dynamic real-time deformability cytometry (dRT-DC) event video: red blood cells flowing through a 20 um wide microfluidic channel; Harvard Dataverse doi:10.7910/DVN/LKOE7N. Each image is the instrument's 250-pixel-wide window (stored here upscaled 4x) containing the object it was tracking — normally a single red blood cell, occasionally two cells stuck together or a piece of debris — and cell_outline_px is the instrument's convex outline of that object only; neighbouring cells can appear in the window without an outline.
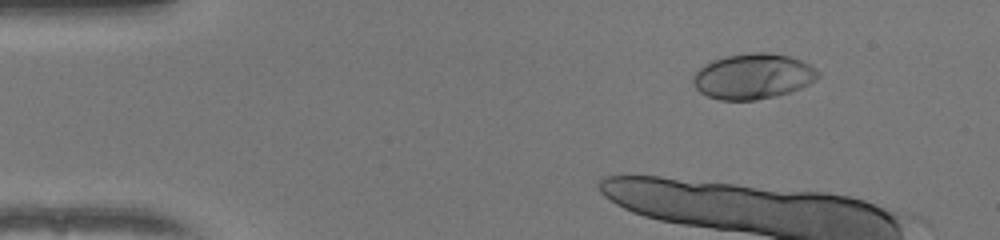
{"species": "human", "species_latin": "Homo sapiens", "temperature_condition": "warm", "stored_images_in_passage": 11, "camera_frame_rate_fps": 3000, "um_per_image_px": 0.085, "donor": {"sex": "female"}, "frame": {"image": 1, "passage_image": 1, "time_ms": 0.0, "image_size_px": [1000, 240], "cell_outline_px": [[820, 76], [816, 80], [800, 88], [776, 96], [756, 100], [720, 100], [708, 96], [700, 92], [692, 84], [692, 76], [704, 64], [712, 60], [724, 56], [748, 52], [768, 52], [788, 56], [800, 60], [816, 68], [820, 72]], "centroid_in_image_um": [63.99, 6.48], "position_along_channel_um": 21.0, "area_um2": 33.29}}